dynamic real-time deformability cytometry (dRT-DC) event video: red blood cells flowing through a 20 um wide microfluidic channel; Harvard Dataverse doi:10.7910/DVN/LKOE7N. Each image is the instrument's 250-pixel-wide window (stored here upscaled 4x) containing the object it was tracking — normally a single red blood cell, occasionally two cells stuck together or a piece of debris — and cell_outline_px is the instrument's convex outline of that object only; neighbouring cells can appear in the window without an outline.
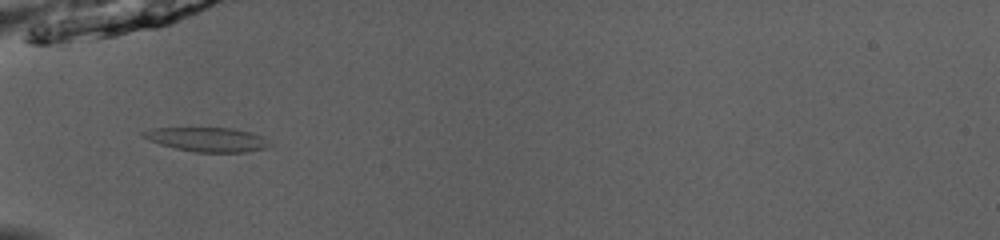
{"species": "common noctule bat (a hibernating species)", "species_latin": "Nyctalus noctula", "temperature_condition": "room temperature", "stored_images_in_passage": 33, "camera_frame_rate_fps": 3000, "um_per_image_px": 0.085, "animal": {"sex": "male", "body_mass_g": 13.0, "forearm_length_mm": 53.1}, "frame": {"image": 1, "passage_image": 1, "time_ms": 0.0, "image_size_px": [1000, 240], "cell_outline_px": [[272, 144], [264, 148], [244, 152], [196, 152], [176, 148], [160, 144], [148, 140], [140, 136], [140, 132], [152, 128], [232, 128], [252, 132], [264, 136]], "centroid_in_image_um": [17.61, 11.84], "position_along_channel_um": 67.4, "area_um2": 17.92}}
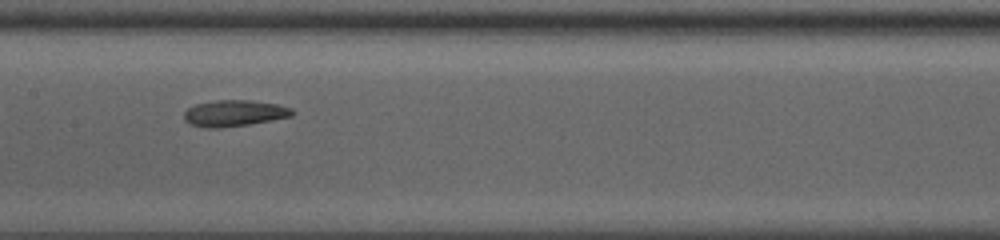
{"frame": {"image": 2, "passage_image": 10, "time_ms": 3.0, "image_size_px": [1000, 240], "cell_outline_px": [[296, 112], [292, 116], [248, 124], [220, 128], [208, 128], [192, 124], [184, 120], [184, 112], [188, 108], [196, 104], [216, 100], [252, 100], [276, 104], [292, 108]], "centroid_in_image_um": [19.92, 9.61], "position_along_channel_um": 187.5, "area_um2": 16.47}}
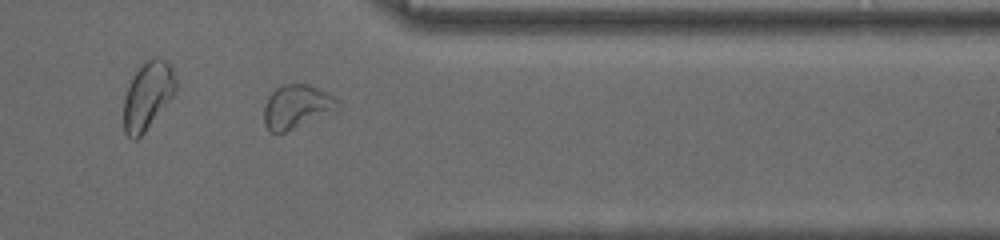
{"frame": {"image": 3, "passage_image": 25, "time_ms": 8.0, "image_size_px": [1000, 240], "cell_outline_px": [[344, 104], [340, 108], [284, 132], [272, 132], [264, 124], [264, 108], [268, 96], [280, 84], [308, 84], [340, 100]], "centroid_in_image_um": [25.22, 9.04], "position_along_channel_um": 386.2, "area_um2": 18.5}, "authors_computed_cell_mechanics": {"area_um2": 16.7042, "velocity_mm_per_s": 4.0361, "shape_relaxation_time_tau1_ms": 4.3799, "shape_relaxation_time_tau2_ms": 2.5649, "deformation_change_tau1": 0.124, "deformation_change_tau2": 0.0937}}